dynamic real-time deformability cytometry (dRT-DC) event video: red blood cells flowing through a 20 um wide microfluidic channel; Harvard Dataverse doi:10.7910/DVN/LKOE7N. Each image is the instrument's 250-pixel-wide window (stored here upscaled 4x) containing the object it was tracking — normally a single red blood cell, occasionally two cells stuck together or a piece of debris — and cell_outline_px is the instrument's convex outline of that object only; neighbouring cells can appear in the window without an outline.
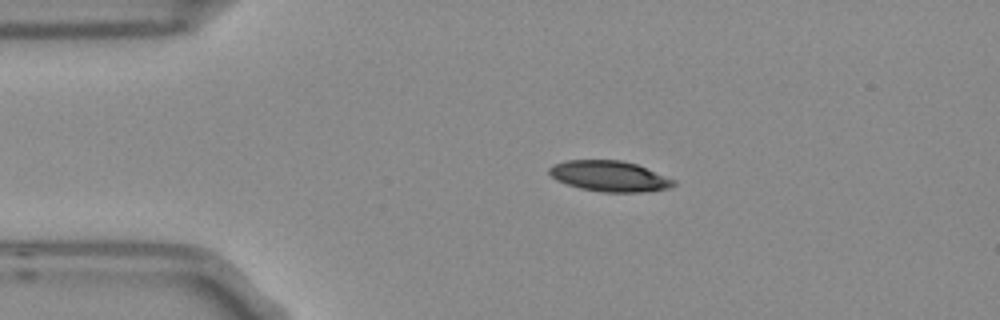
{"species": "Egyptian fruit bat (a non-hibernating species)", "species_latin": "Rousettus aegyptiacus", "temperature_condition": "room temperature", "stored_images_in_passage": 5, "camera_frame_rate_fps": 3000, "um_per_image_px": 0.085, "frame": {"image": 1, "passage_image": 3, "time_ms": 0.667, "image_size_px": [1000, 320], "cell_outline_px": [[676, 184], [668, 188], [640, 192], [604, 192], [580, 188], [556, 180], [548, 172], [548, 168], [552, 164], [568, 160], [620, 160], [636, 164], [676, 180]], "centroid_in_image_um": [51.79, 14.97], "position_along_channel_um": 33.2, "area_um2": 22.08}}